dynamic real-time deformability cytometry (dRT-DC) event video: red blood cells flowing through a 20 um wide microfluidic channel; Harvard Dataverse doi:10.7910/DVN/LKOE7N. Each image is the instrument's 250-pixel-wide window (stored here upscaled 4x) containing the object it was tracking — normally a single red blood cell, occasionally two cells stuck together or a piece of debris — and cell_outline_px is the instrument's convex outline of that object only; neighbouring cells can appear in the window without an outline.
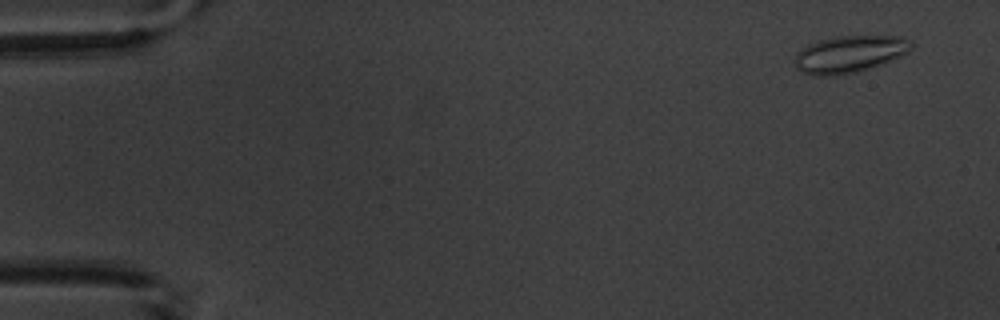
{"species": "common noctule bat (a hibernating species)", "species_latin": "Nyctalus noctula", "temperature_condition": "warm", "stored_images_in_passage": 6, "camera_frame_rate_fps": 3000, "um_per_image_px": 0.085, "animal": {"sex": "male", "body_mass_g": 20.1, "forearm_length_mm": 53.5}, "frame": {"image": 1, "passage_image": 1, "time_ms": 0.0, "image_size_px": [1000, 320], "cell_outline_px": [[912, 48], [908, 52], [880, 64], [856, 72], [836, 76], [816, 76], [804, 72], [796, 68], [792, 60], [796, 52], [808, 44], [820, 40], [836, 36], [904, 36], [912, 40]], "centroid_in_image_um": [72.17, 4.59], "position_along_channel_um": 12.8, "area_um2": 25.26}}
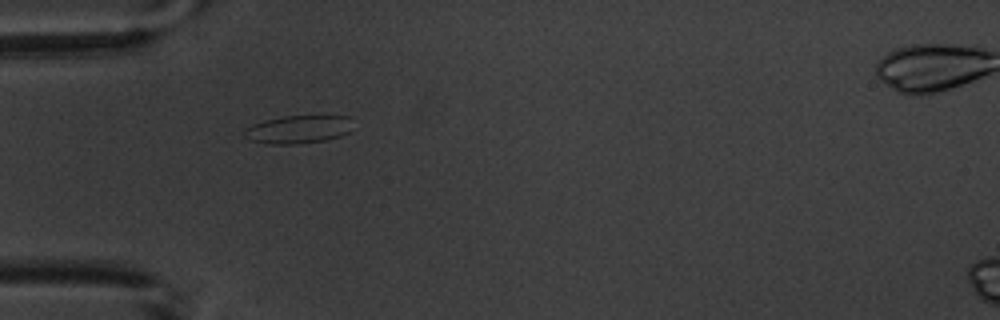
{"frame": {"image": 2, "passage_image": 5, "time_ms": 4.667, "image_size_px": [1000, 320], "cell_outline_px": [[348, 132], [340, 136], [324, 140], [292, 144], [268, 144], [248, 140], [244, 136], [244, 128], [252, 124], [264, 120], [284, 116], [348, 116]], "centroid_in_image_um": [25.23, 11.0], "position_along_channel_um": 59.8, "area_um2": 17.46}}
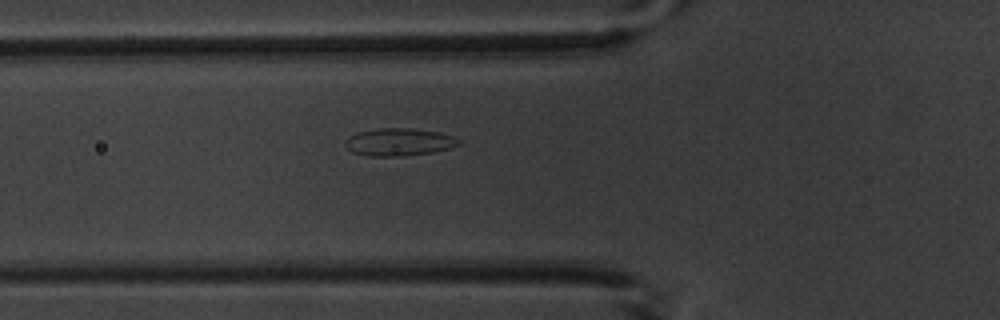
{"frame": {"image": 3, "passage_image": 6, "time_ms": 5.667, "image_size_px": [1000, 320], "cell_outline_px": [[460, 144], [452, 148], [432, 152], [400, 156], [368, 156], [352, 152], [344, 144], [344, 140], [348, 136], [356, 132], [376, 128], [412, 128], [440, 132], [452, 136], [460, 140]], "centroid_in_image_um": [33.89, 12.06], "position_along_channel_um": 91.9, "area_um2": 18.44}}